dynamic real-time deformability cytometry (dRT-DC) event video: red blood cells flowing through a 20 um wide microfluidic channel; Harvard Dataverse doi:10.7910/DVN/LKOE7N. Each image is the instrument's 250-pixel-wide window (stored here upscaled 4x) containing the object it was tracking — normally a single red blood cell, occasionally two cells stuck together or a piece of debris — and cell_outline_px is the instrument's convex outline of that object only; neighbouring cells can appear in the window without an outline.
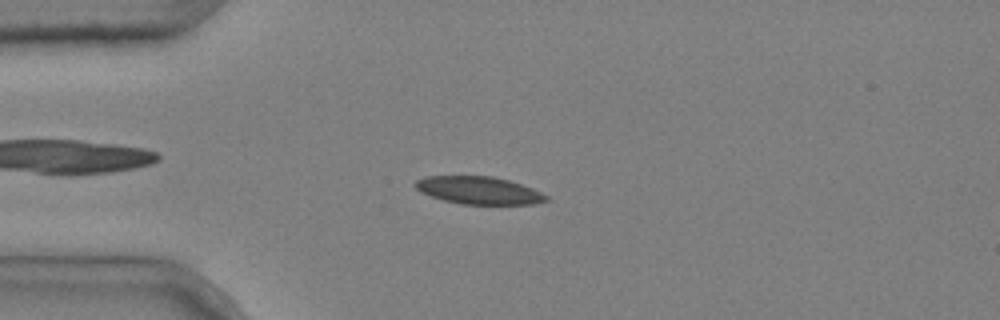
{"species": "common noctule bat (a hibernating species)", "species_latin": "Nyctalus noctula", "temperature_condition": "cold", "stored_images_in_passage": 7, "camera_frame_rate_fps": 3000, "um_per_image_px": 0.085, "animal": {"sex": "male", "body_mass_g": 20.4}, "frame": {"image": 1, "passage_image": 2, "time_ms": 0.333, "image_size_px": [1000, 320], "cell_outline_px": [[552, 200], [532, 204], [460, 204], [444, 200], [420, 192], [412, 184], [416, 180], [424, 176], [492, 176], [508, 180], [532, 188], [548, 196]], "centroid_in_image_um": [40.69, 16.18], "position_along_channel_um": 44.3, "area_um2": 21.1}}
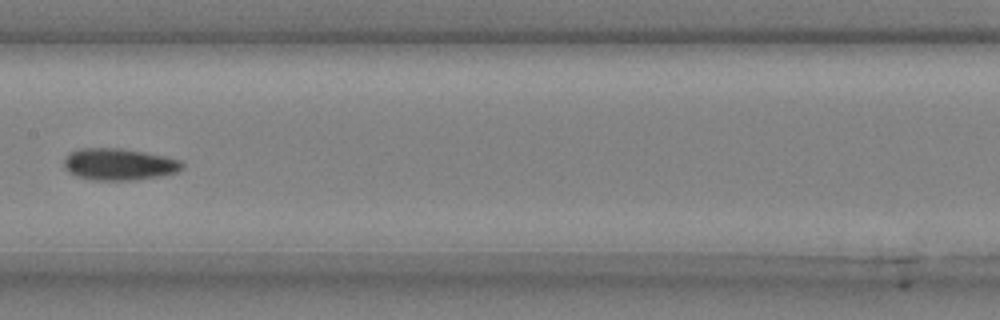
{"frame": {"image": 2, "passage_image": 6, "time_ms": 1.667, "image_size_px": [1000, 320], "cell_outline_px": [[184, 168], [180, 172], [160, 176], [136, 180], [92, 180], [76, 176], [68, 172], [64, 168], [64, 156], [68, 152], [76, 148], [120, 148], [144, 152], [164, 156], [180, 160], [184, 164]], "centroid_in_image_um": [10.09, 13.96], "position_along_channel_um": 197.3, "area_um2": 22.31}}
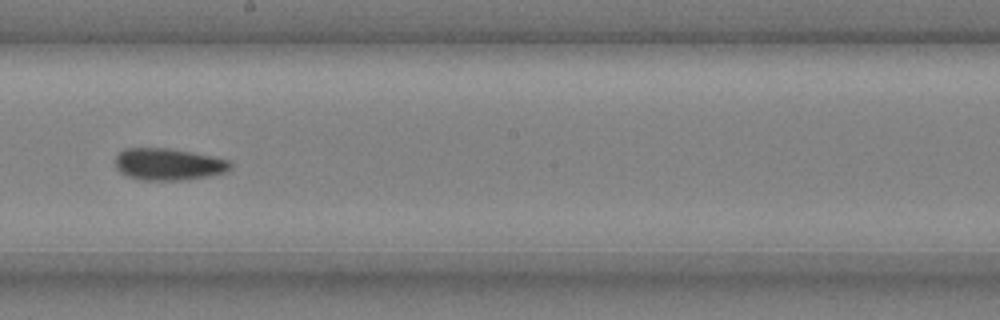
{"frame": {"image": 3, "passage_image": 7, "time_ms": 2.0, "image_size_px": [1000, 320], "cell_outline_px": [[232, 168], [228, 172], [188, 180], [140, 180], [128, 176], [120, 172], [116, 168], [116, 156], [124, 148], [168, 148], [192, 152], [212, 156], [228, 160], [232, 164]], "centroid_in_image_um": [14.34, 13.97], "position_along_channel_um": 233.9, "area_um2": 21.56}}